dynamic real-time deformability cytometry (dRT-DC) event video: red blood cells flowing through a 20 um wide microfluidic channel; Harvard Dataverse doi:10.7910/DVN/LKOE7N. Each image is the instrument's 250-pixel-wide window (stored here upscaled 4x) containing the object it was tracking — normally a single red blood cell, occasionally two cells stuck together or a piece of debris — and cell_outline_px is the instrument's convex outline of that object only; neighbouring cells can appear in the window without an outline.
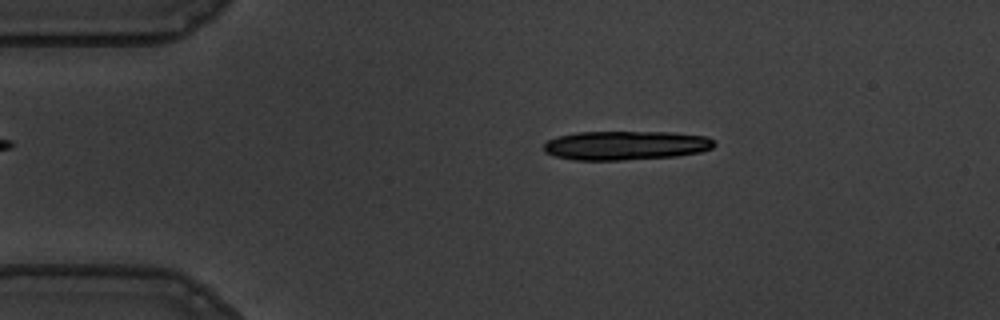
{"species": "common noctule bat (a hibernating species)", "species_latin": "Nyctalus noctula", "temperature_condition": "warm", "stored_images_in_passage": 47, "segment_of_instrument_passage": [1, 2], "camera_frame_rate_fps": 3000, "um_per_image_px": 0.085, "animal": {"sex": "male", "body_mass_g": 19.5, "forearm_length_mm": 54.6}, "frame": {"image": 1, "passage_image": 1, "time_ms": 0.0, "image_size_px": [1000, 320], "cell_outline_px": [[716, 144], [712, 148], [700, 152], [676, 156], [620, 160], [572, 160], [556, 156], [544, 152], [544, 144], [548, 140], [556, 136], [576, 132], [672, 132], [708, 136]], "centroid_in_image_um": [53.18, 12.35], "position_along_channel_um": 31.8, "area_um2": 29.02}}